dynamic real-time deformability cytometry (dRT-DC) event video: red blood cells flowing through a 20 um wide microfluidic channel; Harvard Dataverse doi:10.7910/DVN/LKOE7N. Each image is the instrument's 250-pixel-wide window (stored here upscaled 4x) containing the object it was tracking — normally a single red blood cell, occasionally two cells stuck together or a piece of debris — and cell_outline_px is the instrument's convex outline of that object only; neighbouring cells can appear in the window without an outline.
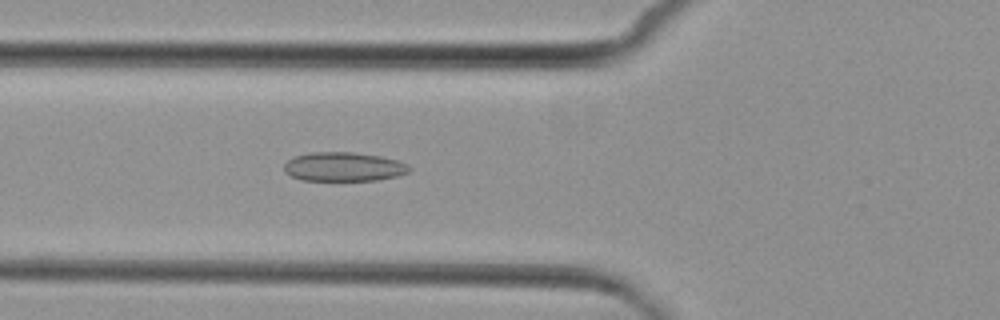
{"species": "common noctule bat (a hibernating species)", "species_latin": "Nyctalus noctula", "temperature_condition": "cold", "stored_images_in_passage": 5, "camera_frame_rate_fps": 3000, "um_per_image_px": 0.085, "animal": {"sex": "female", "body_mass_g": 29.2, "forearm_length_mm": 56.3}, "frame": {"image": 1, "passage_image": 5, "time_ms": 4.667, "image_size_px": [1000, 320], "cell_outline_px": [[412, 168], [408, 172], [396, 176], [380, 180], [300, 180], [284, 172], [284, 164], [288, 160], [296, 156], [312, 152], [352, 152], [380, 156], [396, 160], [408, 164]], "centroid_in_image_um": [29.22, 14.17], "position_along_channel_um": 96.6, "area_um2": 21.15}}